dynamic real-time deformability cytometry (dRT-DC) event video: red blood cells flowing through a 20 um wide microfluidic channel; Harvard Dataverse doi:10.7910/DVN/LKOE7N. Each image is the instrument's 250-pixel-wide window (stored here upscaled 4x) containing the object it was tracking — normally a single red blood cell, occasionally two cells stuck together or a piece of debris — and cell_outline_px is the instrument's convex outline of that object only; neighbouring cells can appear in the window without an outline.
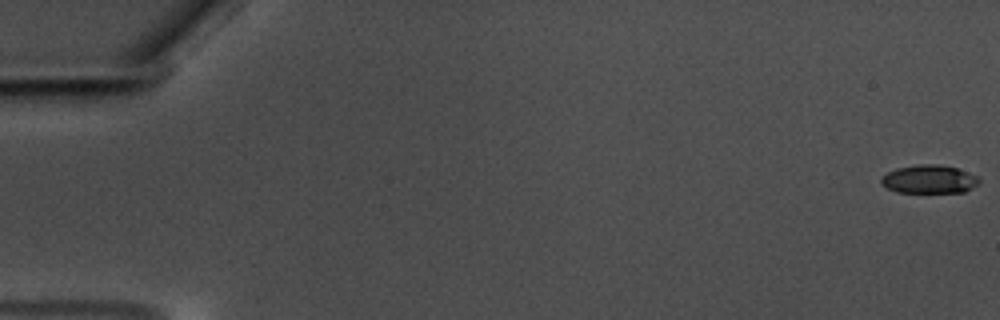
{"species": "common noctule bat (a hibernating species)", "species_latin": "Nyctalus noctula", "temperature_condition": "warm", "stored_images_in_passage": 59, "camera_frame_rate_fps": 3000, "um_per_image_px": 0.085, "animal": {"sex": "male", "body_mass_g": 17.5, "forearm_length_mm": 52.3}, "frame": {"image": 1, "passage_image": 1, "time_ms": 0.0, "image_size_px": [1000, 320], "cell_outline_px": [[980, 184], [964, 192], [896, 192], [888, 188], [880, 180], [888, 172], [896, 168], [916, 164], [936, 164], [956, 168], [976, 176], [980, 180]], "centroid_in_image_um": [79.0, 15.23], "position_along_channel_um": 6.0, "area_um2": 16.01}}
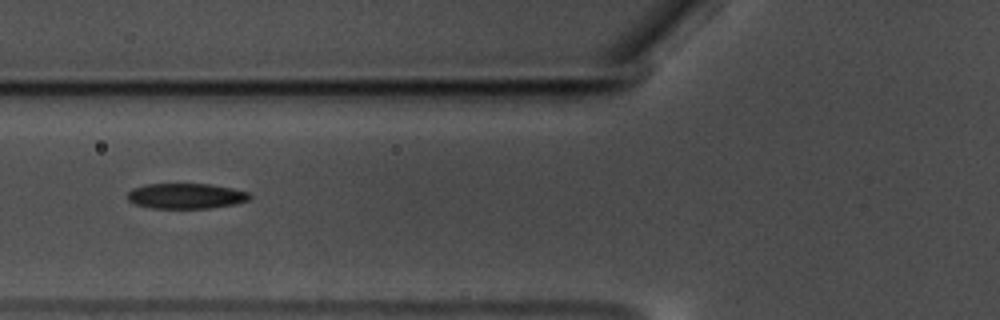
{"frame": {"image": 2, "passage_image": 24, "time_ms": 7.667, "image_size_px": [1000, 320], "cell_outline_px": [[252, 196], [248, 200], [236, 204], [212, 208], [152, 208], [136, 204], [128, 200], [128, 192], [132, 188], [148, 184], [208, 184], [232, 188], [248, 192]], "centroid_in_image_um": [15.83, 16.66], "position_along_channel_um": 110.0, "area_um2": 18.03}}
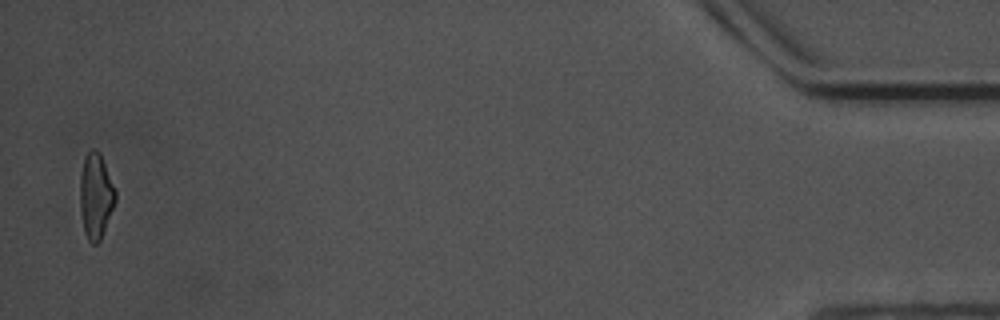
{"frame": {"image": 3, "passage_image": 58, "time_ms": 19.0, "image_size_px": [1000, 320], "cell_outline_px": [[116, 200], [100, 240], [96, 244], [92, 244], [88, 240], [84, 232], [80, 208], [80, 176], [84, 156], [92, 148], [96, 148], [100, 152], [116, 192]], "centroid_in_image_um": [8.13, 16.63], "position_along_channel_um": 427.1, "area_um2": 17.57}, "authors_computed_cell_mechanics": {"area_um2": 17.8602, "velocity_mm_per_s": 3.5598, "shape_relaxation_time_tau1_ms": 3.6296, "shape_relaxation_time_tau2_ms": 2.7883, "deformation_change_tau1": 0.1547, "deformation_change_tau2": 0.1061}}